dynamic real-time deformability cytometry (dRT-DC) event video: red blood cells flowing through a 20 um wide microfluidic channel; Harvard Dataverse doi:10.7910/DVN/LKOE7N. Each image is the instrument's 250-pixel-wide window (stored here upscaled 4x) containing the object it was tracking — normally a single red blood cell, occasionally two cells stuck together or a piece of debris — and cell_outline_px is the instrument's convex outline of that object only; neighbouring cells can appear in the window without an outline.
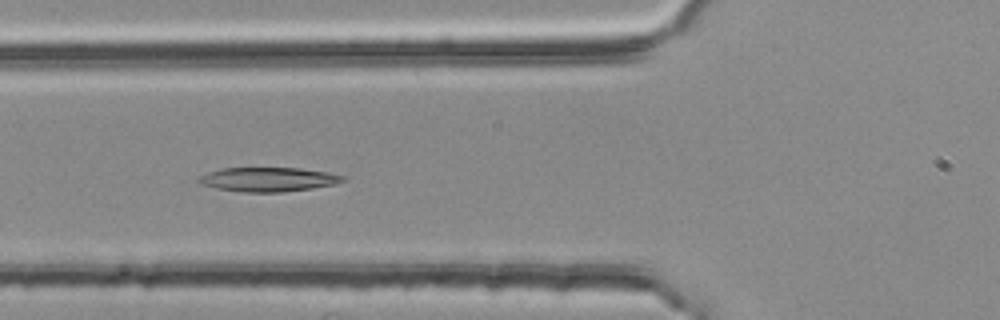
{"species": "common noctule bat (a hibernating species)", "species_latin": "Nyctalus noctula", "temperature_condition": "room temperature", "stored_images_in_passage": 52, "camera_frame_rate_fps": 3000, "um_per_image_px": 0.085, "animal": {"sex": "female", "body_mass_g": 25.1}, "frame": {"image": 1, "passage_image": 19, "time_ms": 6.0, "image_size_px": [1000, 320], "cell_outline_px": [[348, 180], [332, 184], [312, 188], [280, 192], [240, 192], [216, 188], [200, 184], [196, 180], [200, 176], [208, 172], [220, 168], [300, 168], [324, 172], [344, 176]], "centroid_in_image_um": [22.74, 15.25], "position_along_channel_um": 103.1, "area_um2": 20.23}}
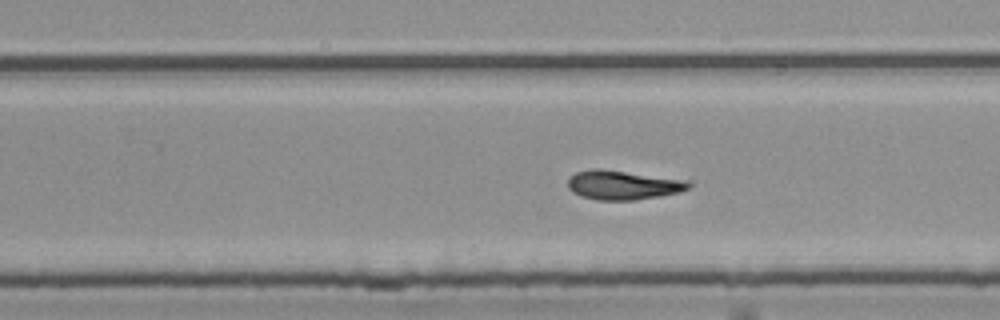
{"frame": {"image": 2, "passage_image": 33, "time_ms": 10.667, "image_size_px": [1000, 320], "cell_outline_px": [[692, 184], [688, 188], [680, 192], [660, 196], [636, 200], [596, 200], [580, 196], [572, 192], [568, 188], [568, 180], [576, 172], [592, 168], [596, 168], [684, 180]], "centroid_in_image_um": [52.9, 15.74], "position_along_channel_um": 276.9, "area_um2": 20.29}}
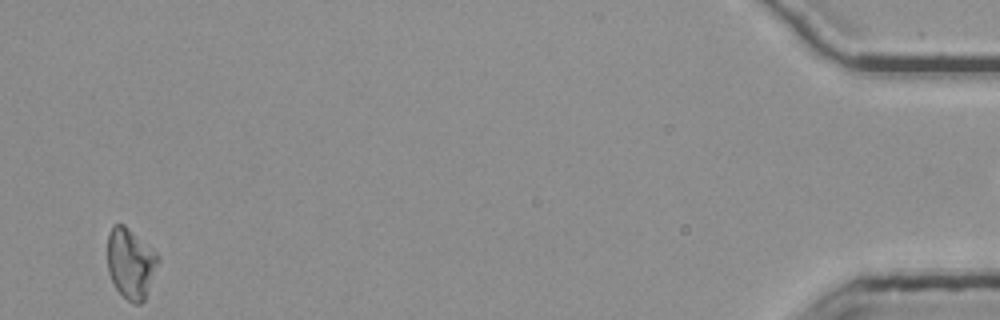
{"frame": {"image": 3, "passage_image": 52, "time_ms": 17.0, "image_size_px": [1000, 320], "cell_outline_px": [[160, 260], [144, 300], [140, 304], [132, 304], [116, 288], [108, 272], [108, 236], [112, 224], [124, 224], [156, 252], [160, 256]], "centroid_in_image_um": [11.11, 22.38], "position_along_channel_um": 424.1, "area_um2": 20.63}, "authors_computed_cell_mechanics": {"area_um2": 20.3456, "velocity_mm_per_s": 3.7259, "shape_relaxation_time_tau1_ms": 9.8519, "shape_relaxation_time_tau2_ms": 6.5549, "deformation_change_tau1": 0.2204, "deformation_change_tau2": 0.1512}}